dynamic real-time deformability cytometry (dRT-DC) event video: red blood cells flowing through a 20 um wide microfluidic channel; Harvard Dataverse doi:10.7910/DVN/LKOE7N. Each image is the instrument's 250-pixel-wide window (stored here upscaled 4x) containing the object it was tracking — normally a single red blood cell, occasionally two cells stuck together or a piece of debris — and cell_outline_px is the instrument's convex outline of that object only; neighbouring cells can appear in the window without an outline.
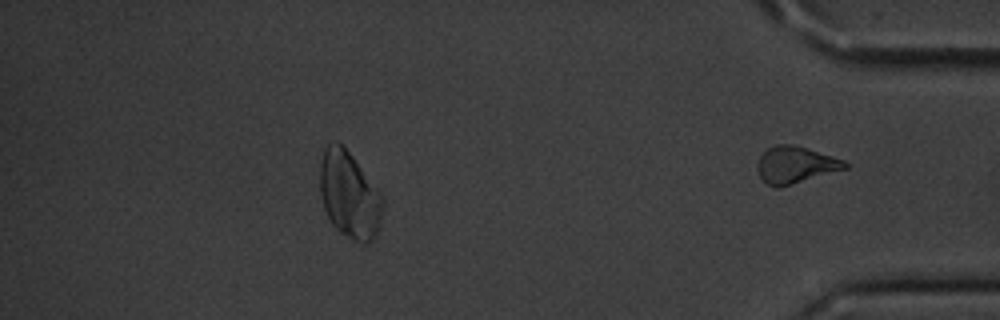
{"species": "common noctule bat (a hibernating species)", "species_latin": "Nyctalus noctula", "temperature_condition": "cold", "stored_images_in_passage": 44, "segment_of_instrument_passage": [2, 2], "camera_frame_rate_fps": 3000, "um_per_image_px": 0.085, "animal": {"sex": "male", "body_mass_g": 20.1, "forearm_length_mm": 53.5}, "frame": {"image": 1, "passage_image": 44, "time_ms": 14.333, "image_size_px": [1000, 320], "cell_outline_px": [[848, 168], [776, 188], [768, 184], [760, 176], [756, 168], [756, 164], [760, 156], [768, 148], [776, 144], [792, 144], [832, 156], [844, 160], [848, 164]], "centroid_in_image_um": [67.59, 14.0], "position_along_channel_um": 367.6, "area_um2": 18.5}}